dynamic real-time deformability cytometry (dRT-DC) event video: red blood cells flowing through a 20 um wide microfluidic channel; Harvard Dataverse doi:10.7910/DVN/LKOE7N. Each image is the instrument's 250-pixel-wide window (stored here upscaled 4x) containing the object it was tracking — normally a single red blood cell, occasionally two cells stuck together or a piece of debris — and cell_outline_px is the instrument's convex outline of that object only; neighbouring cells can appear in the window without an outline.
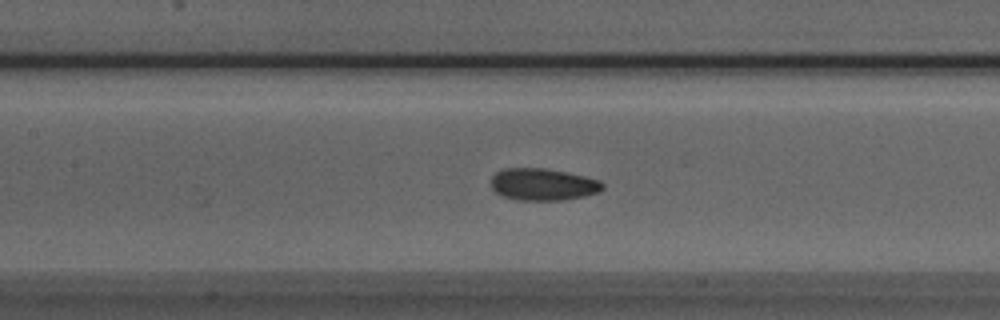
{"species": "Egyptian fruit bat (a non-hibernating species)", "species_latin": "Rousettus aegyptiacus", "temperature_condition": "room temperature", "stored_images_in_passage": 54, "camera_frame_rate_fps": 3000, "um_per_image_px": 0.085, "animal": {"sex": "male"}, "frame": {"image": 1, "passage_image": 24, "time_ms": 7.667, "image_size_px": [1000, 320], "cell_outline_px": [[604, 188], [600, 192], [584, 196], [564, 200], [516, 200], [504, 196], [496, 192], [492, 188], [492, 176], [496, 172], [504, 168], [544, 168], [568, 172], [600, 180], [604, 184]], "centroid_in_image_um": [46.18, 15.67], "position_along_channel_um": 161.2, "area_um2": 20.92}}
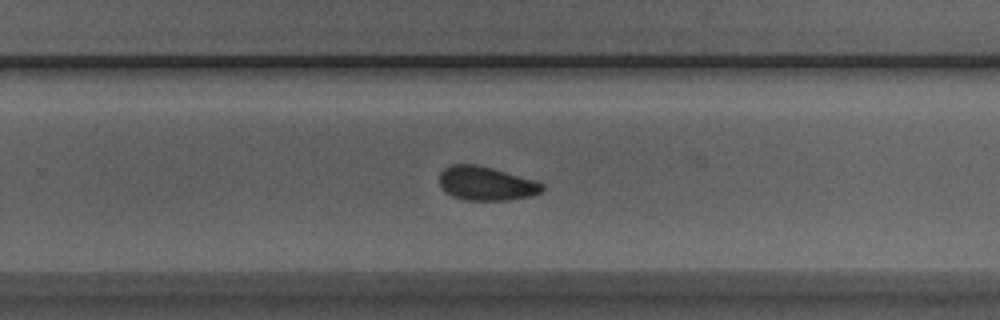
{"frame": {"image": 2, "passage_image": 34, "time_ms": 11.0, "image_size_px": [1000, 320], "cell_outline_px": [[544, 188], [540, 192], [532, 196], [508, 200], [464, 200], [452, 196], [444, 192], [440, 188], [440, 172], [444, 168], [452, 164], [476, 164], [492, 168], [536, 180], [544, 184]], "centroid_in_image_um": [41.31, 15.6], "position_along_channel_um": 288.5, "area_um2": 20.52}}
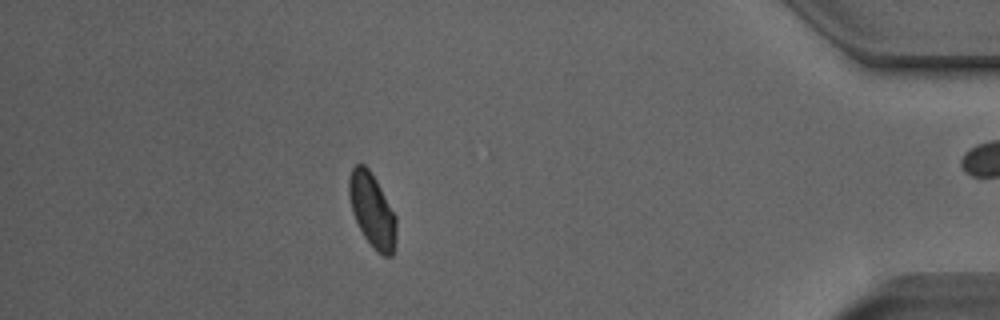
{"frame": {"image": 3, "passage_image": 47, "time_ms": 15.333, "image_size_px": [1000, 320], "cell_outline_px": [[396, 240], [392, 256], [384, 256], [376, 252], [364, 236], [352, 212], [348, 196], [348, 180], [352, 168], [356, 164], [364, 164], [368, 168], [376, 180], [396, 216]], "centroid_in_image_um": [31.63, 17.89], "position_along_channel_um": 403.6, "area_um2": 20.35}, "authors_computed_cell_mechanics": {"area_um2": 20.8658, "velocity_mm_per_s": 3.8273, "shape_relaxation_time_tau1_ms": 3.7073, "shape_relaxation_time_tau2_ms": 2.3878, "deformation_change_tau1": 0.0983, "deformation_change_tau2": 0.0769}}